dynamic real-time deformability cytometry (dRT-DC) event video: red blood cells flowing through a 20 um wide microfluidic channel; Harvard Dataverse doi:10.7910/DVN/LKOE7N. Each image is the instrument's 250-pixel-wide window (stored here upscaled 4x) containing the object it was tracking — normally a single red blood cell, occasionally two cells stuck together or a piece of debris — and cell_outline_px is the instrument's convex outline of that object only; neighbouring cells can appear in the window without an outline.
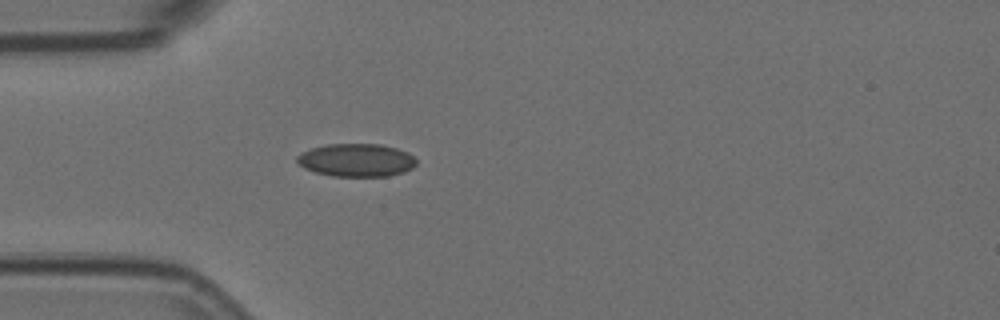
{"species": "Egyptian fruit bat (a non-hibernating species)", "species_latin": "Rousettus aegyptiacus", "temperature_condition": "room temperature", "stored_images_in_passage": 1, "camera_frame_rate_fps": 3000, "um_per_image_px": 0.085, "animal": {"sex": "female"}, "frame": {"image": 1, "passage_image": 1, "time_ms": 0.0, "image_size_px": [1000, 320], "cell_outline_px": [[416, 164], [412, 168], [404, 172], [388, 176], [332, 176], [316, 172], [304, 168], [296, 160], [296, 156], [300, 152], [324, 144], [380, 144], [396, 148], [408, 152], [416, 160]], "centroid_in_image_um": [30.28, 13.61], "position_along_channel_um": 54.7, "area_um2": 23.0}}